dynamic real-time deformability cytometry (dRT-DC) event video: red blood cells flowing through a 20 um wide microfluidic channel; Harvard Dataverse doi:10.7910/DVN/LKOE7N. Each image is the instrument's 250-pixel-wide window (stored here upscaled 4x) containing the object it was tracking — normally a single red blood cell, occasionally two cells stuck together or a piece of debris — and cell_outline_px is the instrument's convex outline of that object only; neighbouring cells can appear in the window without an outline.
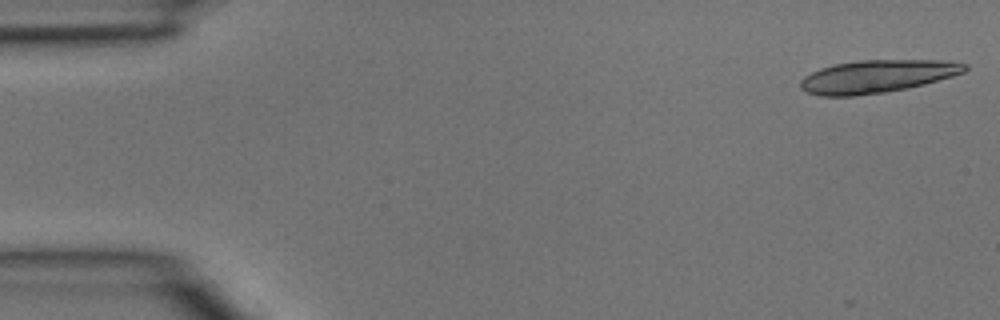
{"species": "common noctule bat (a hibernating species)", "species_latin": "Nyctalus noctula", "temperature_condition": "room temperature", "stored_images_in_passage": 45, "camera_frame_rate_fps": 3000, "um_per_image_px": 0.085, "animal": {"sex": "male", "body_mass_g": 15.6}, "frame": {"image": 1, "passage_image": 1, "time_ms": 0.0, "image_size_px": [1000, 320], "cell_outline_px": [[968, 68], [964, 72], [952, 76], [924, 84], [884, 92], [856, 96], [820, 96], [808, 92], [800, 88], [800, 80], [804, 76], [820, 68], [836, 64], [860, 60], [940, 60], [968, 64]], "centroid_in_image_um": [74.53, 6.49], "position_along_channel_um": 10.5, "area_um2": 31.21}}